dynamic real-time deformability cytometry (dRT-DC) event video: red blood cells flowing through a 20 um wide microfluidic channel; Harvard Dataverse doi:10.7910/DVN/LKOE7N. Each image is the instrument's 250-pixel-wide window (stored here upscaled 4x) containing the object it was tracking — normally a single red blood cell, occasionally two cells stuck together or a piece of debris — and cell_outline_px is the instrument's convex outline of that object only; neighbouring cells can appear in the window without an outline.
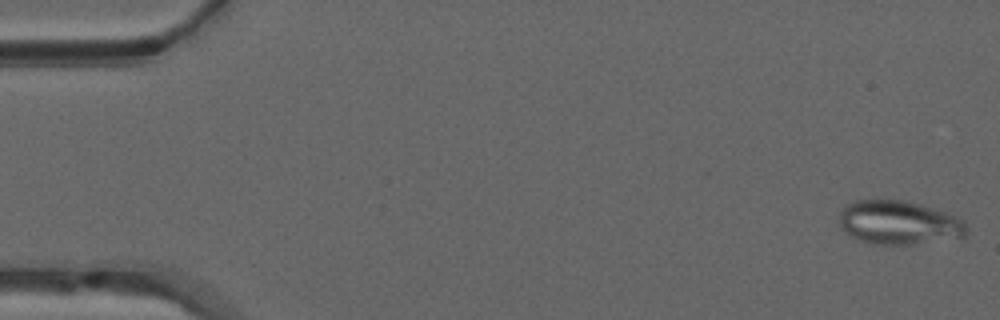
{"species": "common noctule bat (a hibernating species)", "species_latin": "Nyctalus noctula", "temperature_condition": "warm", "stored_images_in_passage": 50, "camera_frame_rate_fps": 3000, "um_per_image_px": 0.085, "animal": {"sex": "male", "forearm_length_mm": 52.5}, "frame": {"image": 1, "passage_image": 1, "time_ms": 0.0, "image_size_px": [1000, 320], "cell_outline_px": [[968, 232], [964, 236], [916, 244], [868, 244], [844, 232], [840, 228], [840, 212], [852, 200], [904, 200], [920, 204], [956, 216], [964, 220], [968, 228]], "centroid_in_image_um": [76.39, 18.92], "position_along_channel_um": 8.6, "area_um2": 32.48}}
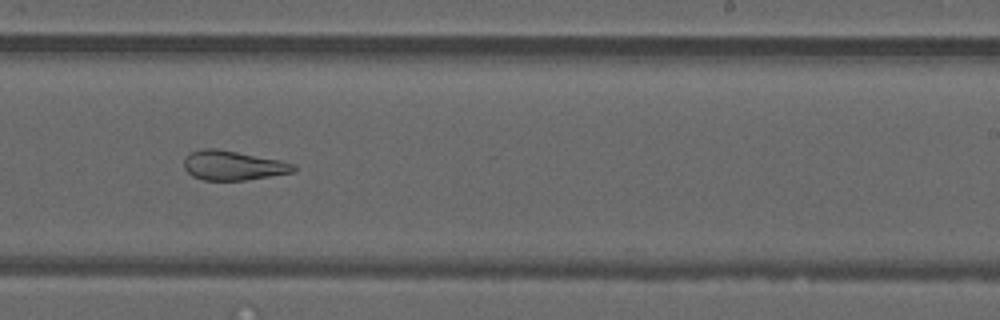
{"frame": {"image": 2, "passage_image": 31, "time_ms": 10.0, "image_size_px": [1000, 320], "cell_outline_px": [[296, 172], [244, 180], [204, 180], [192, 176], [184, 168], [184, 160], [192, 152], [200, 148], [216, 148], [280, 160], [296, 164]], "centroid_in_image_um": [19.83, 14.06], "position_along_channel_um": 269.2, "area_um2": 18.79}}
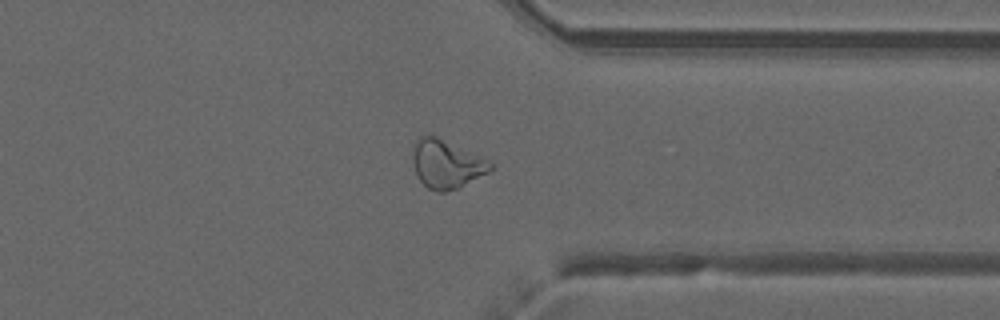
{"frame": {"image": 3, "passage_image": 39, "time_ms": 12.667, "image_size_px": [1000, 320], "cell_outline_px": [[492, 168], [488, 172], [456, 188], [444, 192], [436, 192], [428, 188], [420, 180], [416, 172], [412, 156], [412, 148], [416, 140], [420, 136], [436, 136], [480, 156], [492, 164]], "centroid_in_image_um": [37.9, 13.94], "position_along_channel_um": 373.5, "area_um2": 21.39}, "authors_computed_cell_mechanics": {"area_um2": 24.276, "velocity_mm_per_s": 4.0134, "shape_relaxation_time_tau1_ms": null, "shape_relaxation_time_tau2_ms": 2.8219, "deformation_change_tau1": null, "deformation_change_tau2": 0.1232}}